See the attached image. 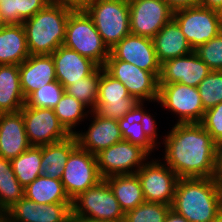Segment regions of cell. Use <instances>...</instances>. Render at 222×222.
<instances>
[{
	"mask_svg": "<svg viewBox=\"0 0 222 222\" xmlns=\"http://www.w3.org/2000/svg\"><path fill=\"white\" fill-rule=\"evenodd\" d=\"M165 161L179 178H211L216 143L200 123H176L165 137Z\"/></svg>",
	"mask_w": 222,
	"mask_h": 222,
	"instance_id": "6da1fadb",
	"label": "cell"
},
{
	"mask_svg": "<svg viewBox=\"0 0 222 222\" xmlns=\"http://www.w3.org/2000/svg\"><path fill=\"white\" fill-rule=\"evenodd\" d=\"M171 209L188 222H212L222 211V191L213 177L179 178Z\"/></svg>",
	"mask_w": 222,
	"mask_h": 222,
	"instance_id": "7a4b0ae2",
	"label": "cell"
},
{
	"mask_svg": "<svg viewBox=\"0 0 222 222\" xmlns=\"http://www.w3.org/2000/svg\"><path fill=\"white\" fill-rule=\"evenodd\" d=\"M73 8L51 2L23 21L30 55L52 54L63 45L67 20Z\"/></svg>",
	"mask_w": 222,
	"mask_h": 222,
	"instance_id": "3957f363",
	"label": "cell"
},
{
	"mask_svg": "<svg viewBox=\"0 0 222 222\" xmlns=\"http://www.w3.org/2000/svg\"><path fill=\"white\" fill-rule=\"evenodd\" d=\"M63 46L93 60L100 67L104 66L110 55V49L84 9H73L70 12Z\"/></svg>",
	"mask_w": 222,
	"mask_h": 222,
	"instance_id": "277c9868",
	"label": "cell"
},
{
	"mask_svg": "<svg viewBox=\"0 0 222 222\" xmlns=\"http://www.w3.org/2000/svg\"><path fill=\"white\" fill-rule=\"evenodd\" d=\"M84 10L109 49L130 34L129 3L120 0H93Z\"/></svg>",
	"mask_w": 222,
	"mask_h": 222,
	"instance_id": "5b68a950",
	"label": "cell"
},
{
	"mask_svg": "<svg viewBox=\"0 0 222 222\" xmlns=\"http://www.w3.org/2000/svg\"><path fill=\"white\" fill-rule=\"evenodd\" d=\"M173 19L193 51L222 31V13L202 6L174 11Z\"/></svg>",
	"mask_w": 222,
	"mask_h": 222,
	"instance_id": "8992f818",
	"label": "cell"
},
{
	"mask_svg": "<svg viewBox=\"0 0 222 222\" xmlns=\"http://www.w3.org/2000/svg\"><path fill=\"white\" fill-rule=\"evenodd\" d=\"M71 209L72 217L118 221L125 215L105 179L74 198Z\"/></svg>",
	"mask_w": 222,
	"mask_h": 222,
	"instance_id": "52a82bcc",
	"label": "cell"
},
{
	"mask_svg": "<svg viewBox=\"0 0 222 222\" xmlns=\"http://www.w3.org/2000/svg\"><path fill=\"white\" fill-rule=\"evenodd\" d=\"M103 69L126 87L130 96L136 101L158 100L159 79L150 71L122 60H117L111 53Z\"/></svg>",
	"mask_w": 222,
	"mask_h": 222,
	"instance_id": "ba28073f",
	"label": "cell"
},
{
	"mask_svg": "<svg viewBox=\"0 0 222 222\" xmlns=\"http://www.w3.org/2000/svg\"><path fill=\"white\" fill-rule=\"evenodd\" d=\"M101 180L103 179L98 170L96 155L77 146L70 153L61 178L70 200L97 185Z\"/></svg>",
	"mask_w": 222,
	"mask_h": 222,
	"instance_id": "9c48e42d",
	"label": "cell"
},
{
	"mask_svg": "<svg viewBox=\"0 0 222 222\" xmlns=\"http://www.w3.org/2000/svg\"><path fill=\"white\" fill-rule=\"evenodd\" d=\"M158 103L179 115L177 123H200L204 115L198 87L159 83Z\"/></svg>",
	"mask_w": 222,
	"mask_h": 222,
	"instance_id": "30bf717a",
	"label": "cell"
},
{
	"mask_svg": "<svg viewBox=\"0 0 222 222\" xmlns=\"http://www.w3.org/2000/svg\"><path fill=\"white\" fill-rule=\"evenodd\" d=\"M148 155L141 146L123 140L100 151L96 154V160L102 179H106L111 176L136 174L145 164L143 162Z\"/></svg>",
	"mask_w": 222,
	"mask_h": 222,
	"instance_id": "8fae6325",
	"label": "cell"
},
{
	"mask_svg": "<svg viewBox=\"0 0 222 222\" xmlns=\"http://www.w3.org/2000/svg\"><path fill=\"white\" fill-rule=\"evenodd\" d=\"M136 174L145 202L172 205L179 177L169 166L153 160L145 163Z\"/></svg>",
	"mask_w": 222,
	"mask_h": 222,
	"instance_id": "7c38bea8",
	"label": "cell"
},
{
	"mask_svg": "<svg viewBox=\"0 0 222 222\" xmlns=\"http://www.w3.org/2000/svg\"><path fill=\"white\" fill-rule=\"evenodd\" d=\"M31 146H43L67 139L71 134L59 122L53 109L24 105L20 110Z\"/></svg>",
	"mask_w": 222,
	"mask_h": 222,
	"instance_id": "4fadbf2b",
	"label": "cell"
},
{
	"mask_svg": "<svg viewBox=\"0 0 222 222\" xmlns=\"http://www.w3.org/2000/svg\"><path fill=\"white\" fill-rule=\"evenodd\" d=\"M129 9L130 33L151 39L174 14L164 0H135L129 3Z\"/></svg>",
	"mask_w": 222,
	"mask_h": 222,
	"instance_id": "5bb4252c",
	"label": "cell"
},
{
	"mask_svg": "<svg viewBox=\"0 0 222 222\" xmlns=\"http://www.w3.org/2000/svg\"><path fill=\"white\" fill-rule=\"evenodd\" d=\"M122 82L110 76L101 67L95 112L105 119L119 120L137 103Z\"/></svg>",
	"mask_w": 222,
	"mask_h": 222,
	"instance_id": "9a60e30c",
	"label": "cell"
},
{
	"mask_svg": "<svg viewBox=\"0 0 222 222\" xmlns=\"http://www.w3.org/2000/svg\"><path fill=\"white\" fill-rule=\"evenodd\" d=\"M117 59L129 62L140 69L152 72L158 79L161 73L159 63L151 38L129 34L110 49Z\"/></svg>",
	"mask_w": 222,
	"mask_h": 222,
	"instance_id": "2e32d148",
	"label": "cell"
},
{
	"mask_svg": "<svg viewBox=\"0 0 222 222\" xmlns=\"http://www.w3.org/2000/svg\"><path fill=\"white\" fill-rule=\"evenodd\" d=\"M72 203L40 204L23 197L8 211L9 222H73Z\"/></svg>",
	"mask_w": 222,
	"mask_h": 222,
	"instance_id": "e0dca14e",
	"label": "cell"
},
{
	"mask_svg": "<svg viewBox=\"0 0 222 222\" xmlns=\"http://www.w3.org/2000/svg\"><path fill=\"white\" fill-rule=\"evenodd\" d=\"M211 71L193 51L161 64L159 83H181L190 87H198Z\"/></svg>",
	"mask_w": 222,
	"mask_h": 222,
	"instance_id": "ac0fdd59",
	"label": "cell"
},
{
	"mask_svg": "<svg viewBox=\"0 0 222 222\" xmlns=\"http://www.w3.org/2000/svg\"><path fill=\"white\" fill-rule=\"evenodd\" d=\"M141 105L143 106L142 102H137L118 120V123L123 140L139 145L150 153L157 144L156 123L150 114L145 113Z\"/></svg>",
	"mask_w": 222,
	"mask_h": 222,
	"instance_id": "d6986e66",
	"label": "cell"
},
{
	"mask_svg": "<svg viewBox=\"0 0 222 222\" xmlns=\"http://www.w3.org/2000/svg\"><path fill=\"white\" fill-rule=\"evenodd\" d=\"M91 112L95 117L92 124L89 125L88 131L86 133L75 132L73 135L76 137L79 147L96 155L111 145L123 141V137L118 120L105 119L95 111Z\"/></svg>",
	"mask_w": 222,
	"mask_h": 222,
	"instance_id": "ffe728a7",
	"label": "cell"
},
{
	"mask_svg": "<svg viewBox=\"0 0 222 222\" xmlns=\"http://www.w3.org/2000/svg\"><path fill=\"white\" fill-rule=\"evenodd\" d=\"M56 79L63 87L93 74L100 66L93 60L65 46H59L52 54Z\"/></svg>",
	"mask_w": 222,
	"mask_h": 222,
	"instance_id": "44dd1931",
	"label": "cell"
},
{
	"mask_svg": "<svg viewBox=\"0 0 222 222\" xmlns=\"http://www.w3.org/2000/svg\"><path fill=\"white\" fill-rule=\"evenodd\" d=\"M20 85L25 99L35 90L57 81L51 54L29 55L19 65Z\"/></svg>",
	"mask_w": 222,
	"mask_h": 222,
	"instance_id": "7402d4cb",
	"label": "cell"
},
{
	"mask_svg": "<svg viewBox=\"0 0 222 222\" xmlns=\"http://www.w3.org/2000/svg\"><path fill=\"white\" fill-rule=\"evenodd\" d=\"M30 143L22 112L0 114V157L12 160L25 152Z\"/></svg>",
	"mask_w": 222,
	"mask_h": 222,
	"instance_id": "603a6c76",
	"label": "cell"
},
{
	"mask_svg": "<svg viewBox=\"0 0 222 222\" xmlns=\"http://www.w3.org/2000/svg\"><path fill=\"white\" fill-rule=\"evenodd\" d=\"M152 40L160 64L193 52L184 33L174 19L166 23Z\"/></svg>",
	"mask_w": 222,
	"mask_h": 222,
	"instance_id": "cb8c5ba5",
	"label": "cell"
},
{
	"mask_svg": "<svg viewBox=\"0 0 222 222\" xmlns=\"http://www.w3.org/2000/svg\"><path fill=\"white\" fill-rule=\"evenodd\" d=\"M29 55L22 23L8 24L0 30V65H20Z\"/></svg>",
	"mask_w": 222,
	"mask_h": 222,
	"instance_id": "d4e9b609",
	"label": "cell"
},
{
	"mask_svg": "<svg viewBox=\"0 0 222 222\" xmlns=\"http://www.w3.org/2000/svg\"><path fill=\"white\" fill-rule=\"evenodd\" d=\"M19 65H0V114L20 111L25 105Z\"/></svg>",
	"mask_w": 222,
	"mask_h": 222,
	"instance_id": "484cf974",
	"label": "cell"
},
{
	"mask_svg": "<svg viewBox=\"0 0 222 222\" xmlns=\"http://www.w3.org/2000/svg\"><path fill=\"white\" fill-rule=\"evenodd\" d=\"M77 146V140L73 134L63 141L43 145L40 163L42 175L51 179H61L70 153Z\"/></svg>",
	"mask_w": 222,
	"mask_h": 222,
	"instance_id": "4316f807",
	"label": "cell"
},
{
	"mask_svg": "<svg viewBox=\"0 0 222 222\" xmlns=\"http://www.w3.org/2000/svg\"><path fill=\"white\" fill-rule=\"evenodd\" d=\"M105 180L111 187L124 214L145 202L137 174L111 176Z\"/></svg>",
	"mask_w": 222,
	"mask_h": 222,
	"instance_id": "83f0119b",
	"label": "cell"
},
{
	"mask_svg": "<svg viewBox=\"0 0 222 222\" xmlns=\"http://www.w3.org/2000/svg\"><path fill=\"white\" fill-rule=\"evenodd\" d=\"M24 197L37 204L72 203L61 179H51L43 175L24 188Z\"/></svg>",
	"mask_w": 222,
	"mask_h": 222,
	"instance_id": "f1b7e54d",
	"label": "cell"
},
{
	"mask_svg": "<svg viewBox=\"0 0 222 222\" xmlns=\"http://www.w3.org/2000/svg\"><path fill=\"white\" fill-rule=\"evenodd\" d=\"M41 159L42 146H30L25 152L11 160L15 176L23 188L42 175Z\"/></svg>",
	"mask_w": 222,
	"mask_h": 222,
	"instance_id": "f546056e",
	"label": "cell"
},
{
	"mask_svg": "<svg viewBox=\"0 0 222 222\" xmlns=\"http://www.w3.org/2000/svg\"><path fill=\"white\" fill-rule=\"evenodd\" d=\"M24 197V188L17 180L11 160L0 157V210L7 212Z\"/></svg>",
	"mask_w": 222,
	"mask_h": 222,
	"instance_id": "4dcf8cb0",
	"label": "cell"
},
{
	"mask_svg": "<svg viewBox=\"0 0 222 222\" xmlns=\"http://www.w3.org/2000/svg\"><path fill=\"white\" fill-rule=\"evenodd\" d=\"M51 2V0H1L0 11L8 24H20Z\"/></svg>",
	"mask_w": 222,
	"mask_h": 222,
	"instance_id": "1f68e13d",
	"label": "cell"
},
{
	"mask_svg": "<svg viewBox=\"0 0 222 222\" xmlns=\"http://www.w3.org/2000/svg\"><path fill=\"white\" fill-rule=\"evenodd\" d=\"M100 76L101 67H99L93 74L66 86L64 91L87 107L91 106V110L94 111L97 103Z\"/></svg>",
	"mask_w": 222,
	"mask_h": 222,
	"instance_id": "d6a6232c",
	"label": "cell"
},
{
	"mask_svg": "<svg viewBox=\"0 0 222 222\" xmlns=\"http://www.w3.org/2000/svg\"><path fill=\"white\" fill-rule=\"evenodd\" d=\"M85 108H87L86 105L64 92L62 98L53 110L59 122L72 135L76 132L73 131L72 128L87 115L86 112L84 113Z\"/></svg>",
	"mask_w": 222,
	"mask_h": 222,
	"instance_id": "836d02e7",
	"label": "cell"
},
{
	"mask_svg": "<svg viewBox=\"0 0 222 222\" xmlns=\"http://www.w3.org/2000/svg\"><path fill=\"white\" fill-rule=\"evenodd\" d=\"M64 92L63 85L59 81H53L32 92L26 98L25 105L34 108L53 109Z\"/></svg>",
	"mask_w": 222,
	"mask_h": 222,
	"instance_id": "e575fe53",
	"label": "cell"
},
{
	"mask_svg": "<svg viewBox=\"0 0 222 222\" xmlns=\"http://www.w3.org/2000/svg\"><path fill=\"white\" fill-rule=\"evenodd\" d=\"M171 205L144 202L124 215V222H165Z\"/></svg>",
	"mask_w": 222,
	"mask_h": 222,
	"instance_id": "d590c367",
	"label": "cell"
},
{
	"mask_svg": "<svg viewBox=\"0 0 222 222\" xmlns=\"http://www.w3.org/2000/svg\"><path fill=\"white\" fill-rule=\"evenodd\" d=\"M204 110L222 102V71L212 70L198 85Z\"/></svg>",
	"mask_w": 222,
	"mask_h": 222,
	"instance_id": "8d00e7d4",
	"label": "cell"
},
{
	"mask_svg": "<svg viewBox=\"0 0 222 222\" xmlns=\"http://www.w3.org/2000/svg\"><path fill=\"white\" fill-rule=\"evenodd\" d=\"M194 51L211 70L222 71V31Z\"/></svg>",
	"mask_w": 222,
	"mask_h": 222,
	"instance_id": "74e56055",
	"label": "cell"
},
{
	"mask_svg": "<svg viewBox=\"0 0 222 222\" xmlns=\"http://www.w3.org/2000/svg\"><path fill=\"white\" fill-rule=\"evenodd\" d=\"M215 143L222 142V102L204 112L200 122Z\"/></svg>",
	"mask_w": 222,
	"mask_h": 222,
	"instance_id": "f35d334b",
	"label": "cell"
},
{
	"mask_svg": "<svg viewBox=\"0 0 222 222\" xmlns=\"http://www.w3.org/2000/svg\"><path fill=\"white\" fill-rule=\"evenodd\" d=\"M213 178L222 191V142L216 144L215 172Z\"/></svg>",
	"mask_w": 222,
	"mask_h": 222,
	"instance_id": "ab89813d",
	"label": "cell"
},
{
	"mask_svg": "<svg viewBox=\"0 0 222 222\" xmlns=\"http://www.w3.org/2000/svg\"><path fill=\"white\" fill-rule=\"evenodd\" d=\"M173 11L199 6V0H164Z\"/></svg>",
	"mask_w": 222,
	"mask_h": 222,
	"instance_id": "60d3db41",
	"label": "cell"
},
{
	"mask_svg": "<svg viewBox=\"0 0 222 222\" xmlns=\"http://www.w3.org/2000/svg\"><path fill=\"white\" fill-rule=\"evenodd\" d=\"M53 3L63 4L73 9H84L93 0H51Z\"/></svg>",
	"mask_w": 222,
	"mask_h": 222,
	"instance_id": "b9f144b4",
	"label": "cell"
},
{
	"mask_svg": "<svg viewBox=\"0 0 222 222\" xmlns=\"http://www.w3.org/2000/svg\"><path fill=\"white\" fill-rule=\"evenodd\" d=\"M199 6L213 9L222 13V0H199Z\"/></svg>",
	"mask_w": 222,
	"mask_h": 222,
	"instance_id": "7bdbcfd3",
	"label": "cell"
},
{
	"mask_svg": "<svg viewBox=\"0 0 222 222\" xmlns=\"http://www.w3.org/2000/svg\"><path fill=\"white\" fill-rule=\"evenodd\" d=\"M165 222H188L182 215L175 212L173 209L169 210Z\"/></svg>",
	"mask_w": 222,
	"mask_h": 222,
	"instance_id": "ee69618b",
	"label": "cell"
},
{
	"mask_svg": "<svg viewBox=\"0 0 222 222\" xmlns=\"http://www.w3.org/2000/svg\"><path fill=\"white\" fill-rule=\"evenodd\" d=\"M73 222H124V220L108 221L102 219H93L87 217H72Z\"/></svg>",
	"mask_w": 222,
	"mask_h": 222,
	"instance_id": "f6af8a7d",
	"label": "cell"
},
{
	"mask_svg": "<svg viewBox=\"0 0 222 222\" xmlns=\"http://www.w3.org/2000/svg\"><path fill=\"white\" fill-rule=\"evenodd\" d=\"M0 222H9V217L7 212L0 210Z\"/></svg>",
	"mask_w": 222,
	"mask_h": 222,
	"instance_id": "bcb514c9",
	"label": "cell"
},
{
	"mask_svg": "<svg viewBox=\"0 0 222 222\" xmlns=\"http://www.w3.org/2000/svg\"><path fill=\"white\" fill-rule=\"evenodd\" d=\"M8 23L5 21L2 12L0 11V30L4 28Z\"/></svg>",
	"mask_w": 222,
	"mask_h": 222,
	"instance_id": "7dc6e473",
	"label": "cell"
},
{
	"mask_svg": "<svg viewBox=\"0 0 222 222\" xmlns=\"http://www.w3.org/2000/svg\"><path fill=\"white\" fill-rule=\"evenodd\" d=\"M212 222H222V211L217 215V217Z\"/></svg>",
	"mask_w": 222,
	"mask_h": 222,
	"instance_id": "c3c4849f",
	"label": "cell"
},
{
	"mask_svg": "<svg viewBox=\"0 0 222 222\" xmlns=\"http://www.w3.org/2000/svg\"><path fill=\"white\" fill-rule=\"evenodd\" d=\"M120 1L130 3V2L135 1V0H120Z\"/></svg>",
	"mask_w": 222,
	"mask_h": 222,
	"instance_id": "681fc988",
	"label": "cell"
}]
</instances>
